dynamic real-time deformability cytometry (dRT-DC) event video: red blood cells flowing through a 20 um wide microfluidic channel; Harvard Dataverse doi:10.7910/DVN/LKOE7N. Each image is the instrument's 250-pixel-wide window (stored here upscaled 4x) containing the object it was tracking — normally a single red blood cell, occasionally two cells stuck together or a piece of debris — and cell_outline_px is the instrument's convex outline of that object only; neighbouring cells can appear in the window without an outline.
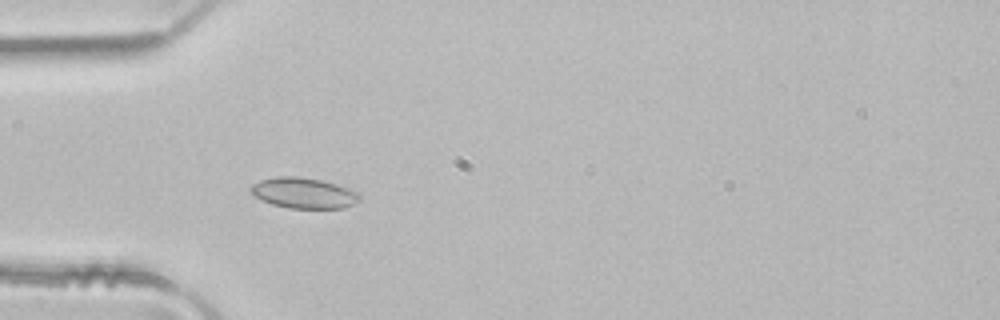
{"species": "common noctule bat (a hibernating species)", "species_latin": "Nyctalus noctula", "temperature_condition": "room temperature", "stored_images_in_passage": 3, "camera_frame_rate_fps": 3000, "um_per_image_px": 0.085, "animal": {"sex": "male", "body_mass_g": 21.5, "forearm_length_mm": 52.0}, "frame": {"image": 1, "passage_image": 3, "time_ms": 0.667, "image_size_px": [1000, 320], "cell_outline_px": [[360, 200], [356, 204], [344, 208], [288, 208], [272, 204], [252, 196], [248, 188], [252, 184], [260, 180], [280, 176], [296, 176], [320, 180], [336, 184], [348, 188], [356, 192], [360, 196]], "centroid_in_image_um": [25.78, 16.41], "position_along_channel_um": 59.2, "area_um2": 19.54}}